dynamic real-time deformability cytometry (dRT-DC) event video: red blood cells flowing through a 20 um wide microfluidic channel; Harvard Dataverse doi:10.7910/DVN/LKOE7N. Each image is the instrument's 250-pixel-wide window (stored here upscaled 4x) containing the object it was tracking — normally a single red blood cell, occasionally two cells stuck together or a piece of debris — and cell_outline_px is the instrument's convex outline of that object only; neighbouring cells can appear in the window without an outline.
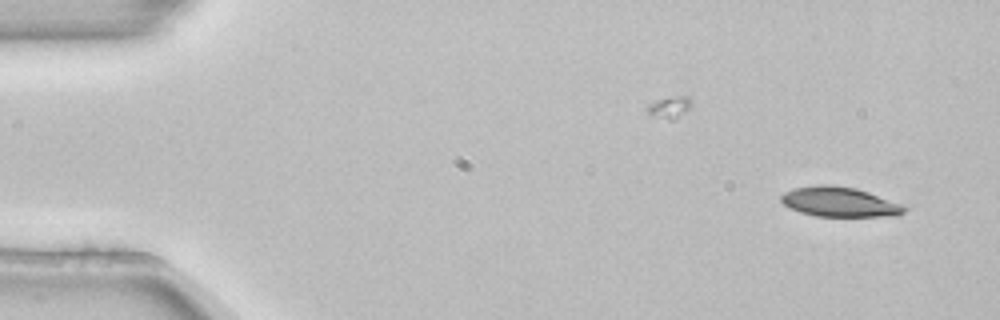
{"species": "common noctule bat (a hibernating species)", "species_latin": "Nyctalus noctula", "temperature_condition": "room temperature", "stored_images_in_passage": 3, "camera_frame_rate_fps": 3000, "um_per_image_px": 0.085, "animal": {"sex": "female", "body_mass_g": 22.7, "forearm_length_mm": 54.2}, "frame": {"image": 1, "passage_image": 3, "time_ms": 0.667, "image_size_px": [1000, 320], "cell_outline_px": [[908, 208], [900, 216], [816, 216], [800, 212], [784, 204], [780, 200], [780, 196], [784, 192], [792, 188], [816, 184], [832, 184], [856, 188], [868, 192], [900, 204]], "centroid_in_image_um": [71.33, 17.15], "position_along_channel_um": 13.7, "area_um2": 21.44}}